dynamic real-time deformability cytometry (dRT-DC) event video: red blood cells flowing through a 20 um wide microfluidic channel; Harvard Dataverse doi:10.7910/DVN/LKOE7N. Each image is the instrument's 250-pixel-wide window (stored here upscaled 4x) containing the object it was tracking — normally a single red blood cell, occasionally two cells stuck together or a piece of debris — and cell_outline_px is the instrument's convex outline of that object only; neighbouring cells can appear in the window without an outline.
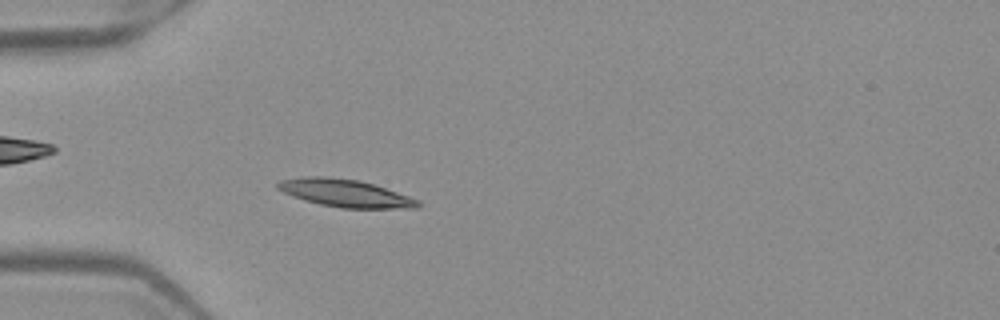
{"species": "Egyptian fruit bat (a non-hibernating species)", "species_latin": "Rousettus aegyptiacus", "temperature_condition": "warm", "stored_images_in_passage": 42, "camera_frame_rate_fps": 3000, "um_per_image_px": 0.085, "frame": {"image": 1, "passage_image": 6, "time_ms": 1.667, "image_size_px": [1000, 320], "cell_outline_px": [[420, 208], [340, 208], [320, 204], [304, 200], [292, 196], [276, 188], [276, 184], [280, 180], [304, 176], [324, 176], [360, 180], [420, 200]], "centroid_in_image_um": [29.31, 16.42], "position_along_channel_um": 55.7, "area_um2": 22.48}}
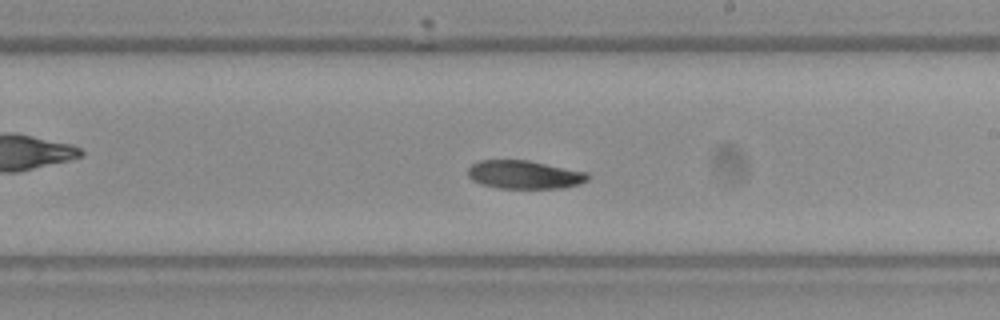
{"frame": {"image": 2, "passage_image": 21, "time_ms": 6.667, "image_size_px": [1000, 320], "cell_outline_px": [[588, 180], [580, 184], [564, 188], [496, 188], [480, 184], [472, 180], [468, 176], [468, 168], [472, 164], [480, 160], [528, 160], [588, 172]], "centroid_in_image_um": [44.57, 14.85], "position_along_channel_um": 244.4, "area_um2": 19.94}}
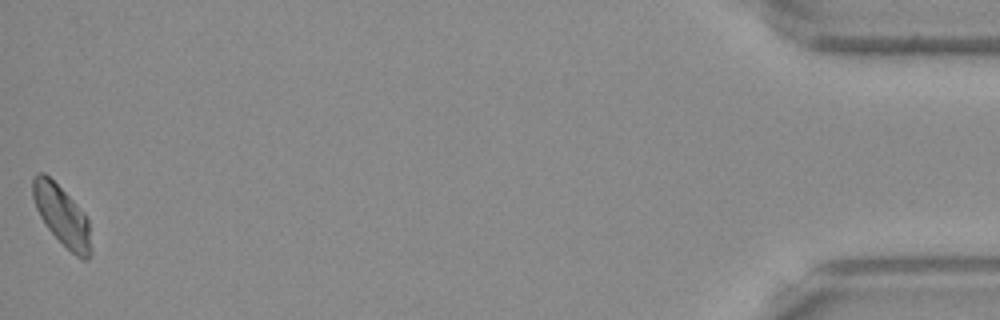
{"frame": {"image": 3, "passage_image": 42, "time_ms": 13.667, "image_size_px": [1000, 320], "cell_outline_px": [[92, 252], [88, 260], [84, 260], [76, 256], [48, 228], [40, 216], [36, 208], [32, 196], [32, 176], [36, 172], [44, 172], [84, 212], [88, 220], [92, 248]], "centroid_in_image_um": [5.27, 18.33], "position_along_channel_um": 429.9, "area_um2": 20.11}}